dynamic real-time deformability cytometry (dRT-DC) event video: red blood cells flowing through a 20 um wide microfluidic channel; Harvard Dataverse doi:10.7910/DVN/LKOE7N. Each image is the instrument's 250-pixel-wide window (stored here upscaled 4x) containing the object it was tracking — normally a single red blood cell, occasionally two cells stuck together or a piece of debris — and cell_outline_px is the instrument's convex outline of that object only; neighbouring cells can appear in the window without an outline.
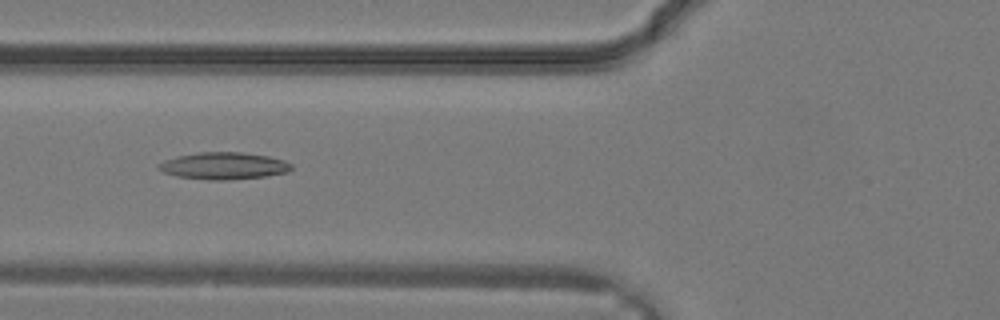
{"species": "common noctule bat (a hibernating species)", "species_latin": "Nyctalus noctula", "temperature_condition": "warm", "stored_images_in_passage": 32, "camera_frame_rate_fps": 3000, "um_per_image_px": 0.085, "animal": {"sex": "male", "body_mass_g": 19.2, "forearm_length_mm": 51.8}, "frame": {"image": 1, "passage_image": 12, "time_ms": 3.667, "image_size_px": [1000, 320], "cell_outline_px": [[292, 168], [288, 172], [264, 176], [228, 180], [208, 180], [176, 176], [164, 172], [156, 168], [156, 164], [164, 160], [176, 156], [200, 152], [240, 152], [268, 156], [284, 160], [292, 164]], "centroid_in_image_um": [18.98, 14.09], "position_along_channel_um": 106.8, "area_um2": 20.98}}
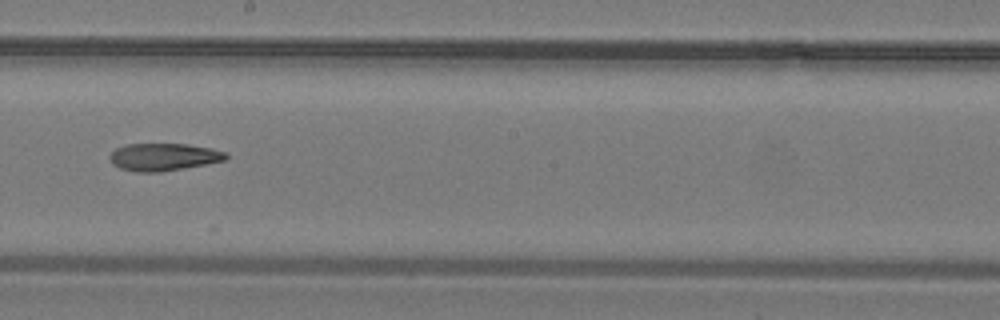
{"frame": {"image": 2, "passage_image": 18, "time_ms": 5.667, "image_size_px": [1000, 320], "cell_outline_px": [[228, 156], [224, 160], [184, 168], [160, 172], [136, 172], [120, 168], [112, 164], [108, 156], [116, 148], [124, 144], [188, 144], [212, 148], [228, 152]], "centroid_in_image_um": [13.89, 13.33], "position_along_channel_um": 234.3, "area_um2": 18.67}}
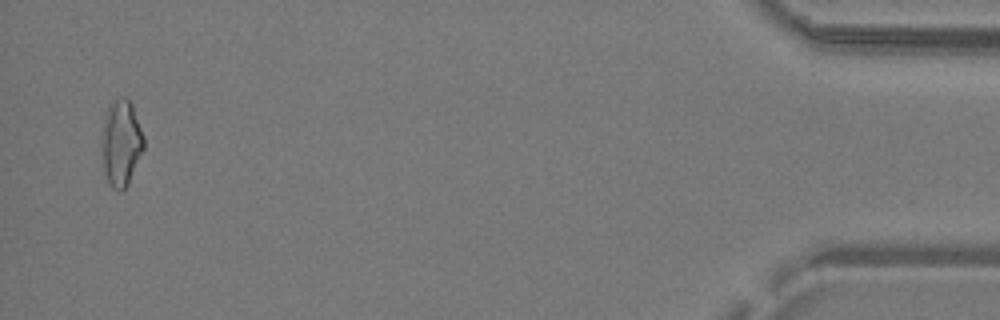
{"frame": {"image": 3, "passage_image": 31, "time_ms": 10.0, "image_size_px": [1000, 320], "cell_outline_px": [[144, 148], [128, 184], [120, 192], [112, 188], [104, 172], [100, 140], [104, 116], [108, 108], [116, 100], [124, 96], [132, 104], [144, 136]], "centroid_in_image_um": [10.28, 12.16], "position_along_channel_um": 424.9, "area_um2": 21.15}}